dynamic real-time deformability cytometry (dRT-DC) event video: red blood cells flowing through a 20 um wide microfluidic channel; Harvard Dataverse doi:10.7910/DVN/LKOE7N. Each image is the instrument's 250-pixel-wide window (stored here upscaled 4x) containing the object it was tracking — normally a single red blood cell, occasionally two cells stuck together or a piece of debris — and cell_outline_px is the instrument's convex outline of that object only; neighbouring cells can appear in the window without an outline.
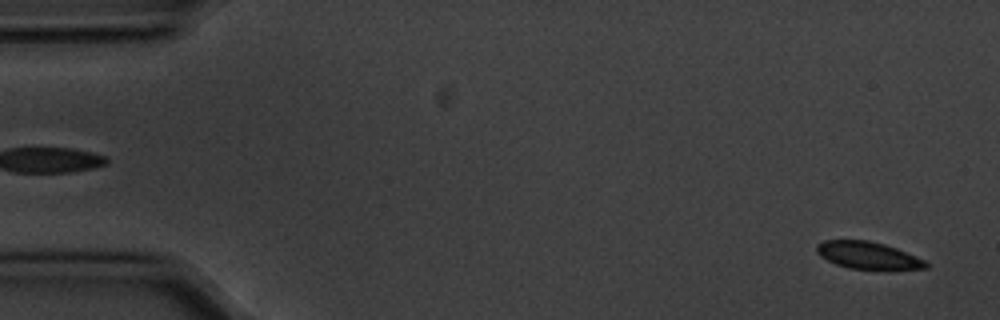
{"species": "common noctule bat (a hibernating species)", "species_latin": "Nyctalus noctula", "temperature_condition": "cold", "stored_images_in_passage": 57, "camera_frame_rate_fps": 3000, "um_per_image_px": 0.085, "animal": {"sex": "male", "body_mass_g": 20.1, "forearm_length_mm": 53.5}, "frame": {"image": 1, "passage_image": 3, "time_ms": 0.667, "image_size_px": [1000, 320], "cell_outline_px": [[928, 268], [848, 268], [836, 264], [820, 256], [816, 252], [816, 244], [824, 240], [868, 240], [884, 244], [896, 248], [924, 260], [928, 264]], "centroid_in_image_um": [73.7, 21.67], "position_along_channel_um": 11.3, "area_um2": 16.82}}
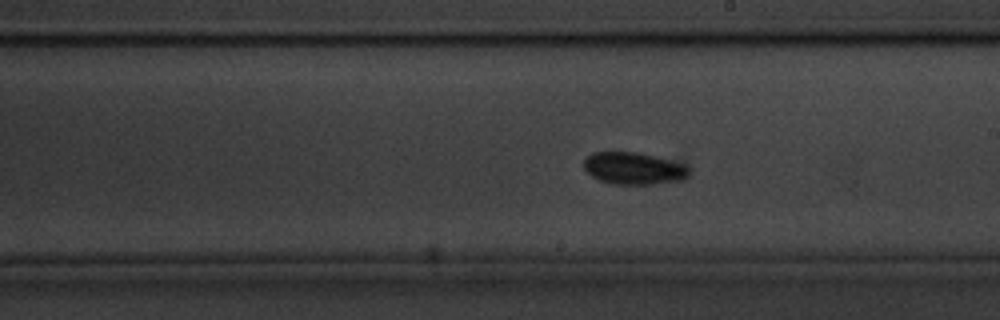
{"frame": {"image": 2, "passage_image": 32, "time_ms": 10.333, "image_size_px": [1000, 320], "cell_outline_px": [[688, 176], [680, 180], [652, 184], [612, 184], [600, 180], [592, 176], [584, 168], [584, 160], [592, 152], [636, 152], [688, 164]], "centroid_in_image_um": [53.87, 14.31], "position_along_channel_um": 235.1, "area_um2": 19.59}}
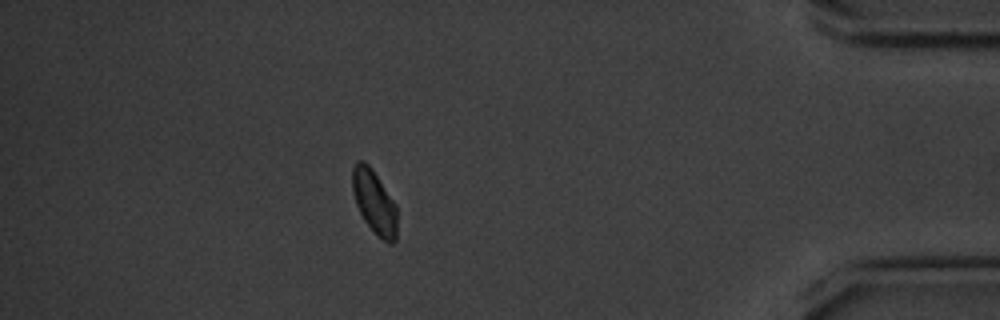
{"frame": {"image": 3, "passage_image": 50, "time_ms": 16.333, "image_size_px": [1000, 320], "cell_outline_px": [[396, 240], [392, 244], [388, 244], [364, 220], [356, 204], [352, 192], [352, 168], [356, 160], [364, 160], [372, 168], [396, 204]], "centroid_in_image_um": [31.8, 17.12], "position_along_channel_um": 403.4, "area_um2": 16.53}, "authors_computed_cell_mechanics": {"area_um2": 17.7446, "velocity_mm_per_s": 3.5485, "shape_relaxation_time_tau1_ms": 2.005, "shape_relaxation_time_tau2_ms": null, "deformation_change_tau1": 0.0547, "deformation_change_tau2": null}}